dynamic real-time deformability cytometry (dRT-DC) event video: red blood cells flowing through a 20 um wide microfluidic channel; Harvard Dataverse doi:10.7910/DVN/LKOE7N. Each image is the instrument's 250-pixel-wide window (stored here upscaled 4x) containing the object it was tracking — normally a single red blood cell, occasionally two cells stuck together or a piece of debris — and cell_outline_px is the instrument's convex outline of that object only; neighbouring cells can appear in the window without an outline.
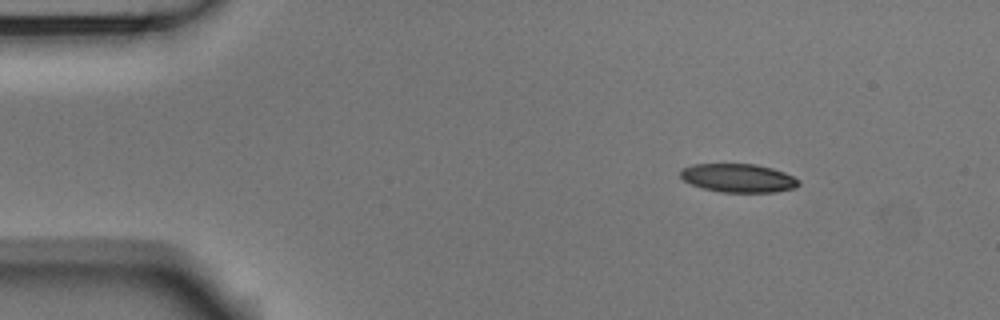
{"species": "Egyptian fruit bat (a non-hibernating species)", "species_latin": "Rousettus aegyptiacus", "temperature_condition": "room temperature", "stored_images_in_passage": 4, "camera_frame_rate_fps": 3000, "um_per_image_px": 0.085, "animal": {"sex": "male"}, "frame": {"image": 1, "passage_image": 1, "time_ms": 0.0, "image_size_px": [1000, 320], "cell_outline_px": [[800, 184], [796, 188], [776, 192], [720, 192], [704, 188], [692, 184], [684, 180], [680, 176], [680, 168], [692, 164], [756, 164], [772, 168], [784, 172], [800, 180]], "centroid_in_image_um": [62.77, 15.13], "position_along_channel_um": 22.2, "area_um2": 19.77}}
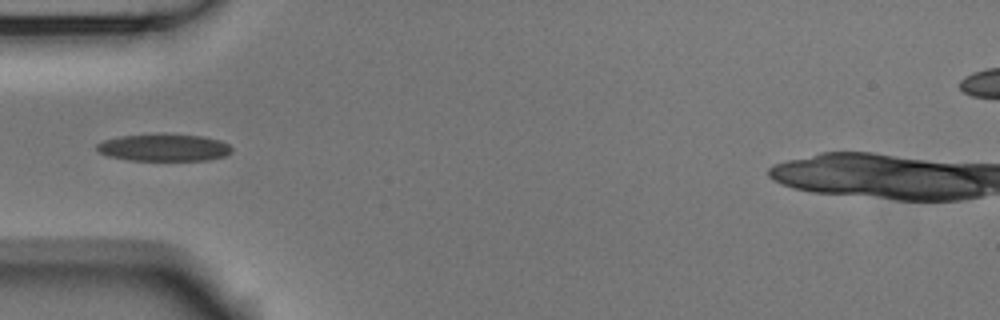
{"frame": {"image": 2, "passage_image": 4, "time_ms": 1.0, "image_size_px": [1000, 320], "cell_outline_px": [[232, 152], [224, 156], [208, 160], [128, 160], [108, 156], [100, 152], [96, 148], [96, 144], [104, 140], [120, 136], [164, 132], [204, 136], [220, 140], [228, 144], [232, 148]], "centroid_in_image_um": [13.94, 12.51], "position_along_channel_um": 71.1, "area_um2": 21.85}}